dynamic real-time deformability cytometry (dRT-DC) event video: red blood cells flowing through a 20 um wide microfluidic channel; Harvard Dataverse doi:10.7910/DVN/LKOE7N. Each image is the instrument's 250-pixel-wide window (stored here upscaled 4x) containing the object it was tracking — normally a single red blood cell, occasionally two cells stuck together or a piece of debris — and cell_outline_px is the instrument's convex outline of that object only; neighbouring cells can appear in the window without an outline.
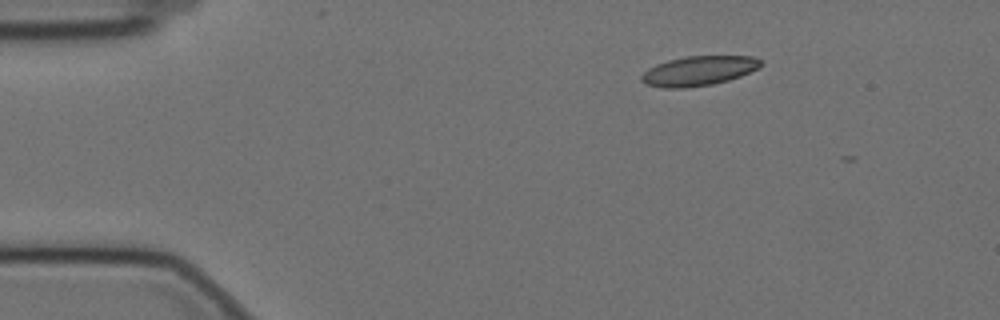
{"species": "Egyptian fruit bat (a non-hibernating species)", "species_latin": "Rousettus aegyptiacus", "temperature_condition": "cold", "stored_images_in_passage": 3, "camera_frame_rate_fps": 3000, "um_per_image_px": 0.085, "animal": {"sex": "female"}, "frame": {"image": 1, "passage_image": 1, "time_ms": 0.0, "image_size_px": [1000, 320], "cell_outline_px": [[764, 64], [740, 76], [728, 80], [712, 84], [684, 88], [664, 88], [644, 84], [640, 80], [640, 76], [648, 68], [656, 64], [668, 60], [684, 56], [752, 56], [764, 60]], "centroid_in_image_um": [59.36, 6.02], "position_along_channel_um": 25.6, "area_um2": 20.69}}